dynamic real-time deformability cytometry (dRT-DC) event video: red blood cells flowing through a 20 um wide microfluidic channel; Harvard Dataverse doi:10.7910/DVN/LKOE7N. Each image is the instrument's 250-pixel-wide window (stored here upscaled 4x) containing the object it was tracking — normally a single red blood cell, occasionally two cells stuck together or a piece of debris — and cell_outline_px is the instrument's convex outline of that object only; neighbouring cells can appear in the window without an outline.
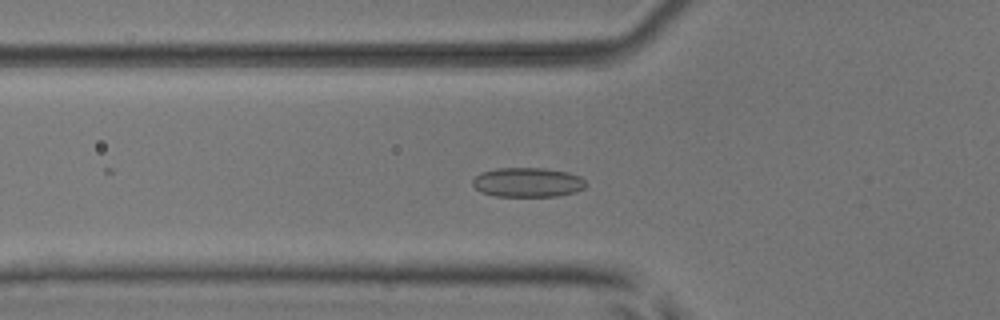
{"species": "common noctule bat (a hibernating species)", "species_latin": "Nyctalus noctula", "temperature_condition": "room temperature", "stored_images_in_passage": 39, "camera_frame_rate_fps": 3000, "um_per_image_px": 0.085, "animal": {"sex": "male", "body_mass_g": 17.9, "forearm_length_mm": 54.2}, "frame": {"image": 1, "passage_image": 19, "time_ms": 6.0, "image_size_px": [1000, 320], "cell_outline_px": [[588, 184], [584, 188], [576, 192], [556, 196], [496, 196], [480, 192], [472, 184], [472, 180], [480, 172], [496, 168], [544, 168], [568, 172], [580, 176]], "centroid_in_image_um": [44.85, 15.49], "position_along_channel_um": 80.9, "area_um2": 19.59}}
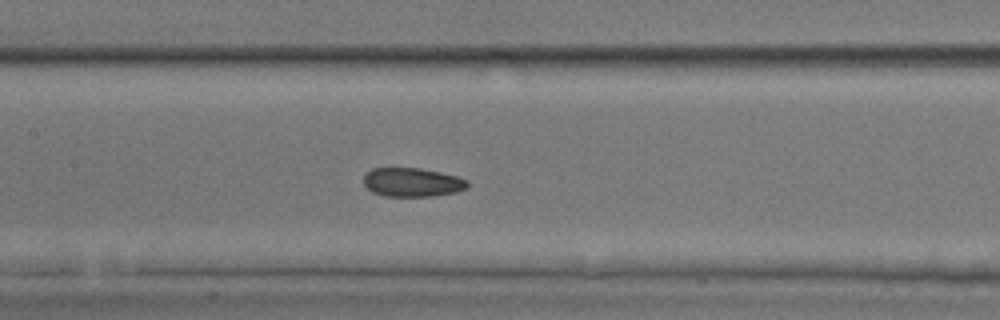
{"frame": {"image": 2, "passage_image": 26, "time_ms": 8.333, "image_size_px": [1000, 320], "cell_outline_px": [[468, 184], [464, 188], [456, 192], [432, 196], [384, 196], [372, 192], [364, 184], [364, 176], [372, 168], [420, 168], [440, 172], [456, 176], [468, 180]], "centroid_in_image_um": [35.03, 15.49], "position_along_channel_um": 172.4, "area_um2": 17.34}}
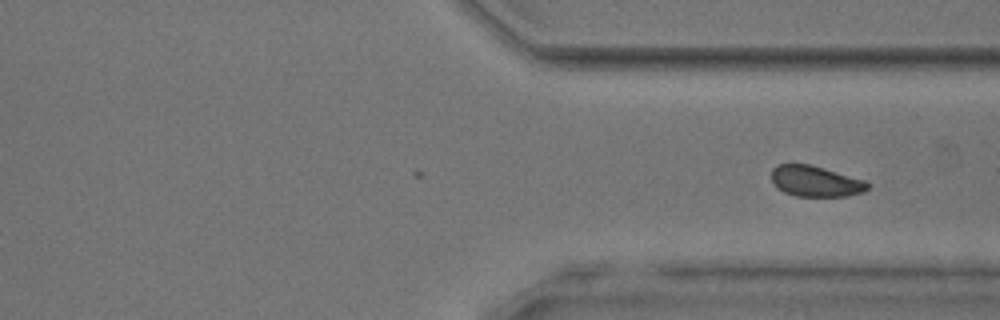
{"frame": {"image": 3, "passage_image": 39, "time_ms": 12.667, "image_size_px": [1000, 320], "cell_outline_px": [[868, 188], [864, 192], [848, 196], [796, 196], [784, 192], [776, 188], [772, 180], [772, 168], [776, 164], [808, 164], [824, 168], [864, 180], [868, 184]], "centroid_in_image_um": [69.29, 15.41], "position_along_channel_um": 342.1, "area_um2": 17.22}}